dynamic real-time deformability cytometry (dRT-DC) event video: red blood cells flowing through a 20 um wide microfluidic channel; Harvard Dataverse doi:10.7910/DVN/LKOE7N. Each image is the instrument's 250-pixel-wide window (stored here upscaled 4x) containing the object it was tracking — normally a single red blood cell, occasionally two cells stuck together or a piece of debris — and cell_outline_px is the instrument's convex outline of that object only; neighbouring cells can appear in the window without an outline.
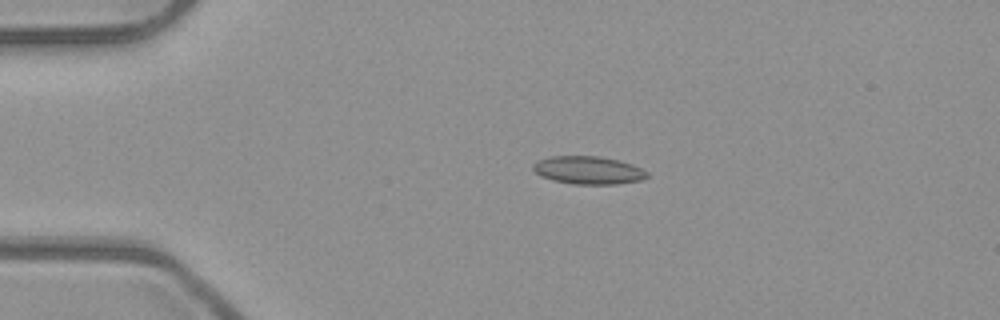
{"species": "common noctule bat (a hibernating species)", "species_latin": "Nyctalus noctula", "temperature_condition": "room temperature", "stored_images_in_passage": 5, "camera_frame_rate_fps": 3000, "um_per_image_px": 0.085, "animal": {"sex": "male", "body_mass_g": 23.1, "forearm_length_mm": 52.7}, "frame": {"image": 1, "passage_image": 3, "time_ms": 0.667, "image_size_px": [1000, 320], "cell_outline_px": [[648, 176], [644, 180], [616, 184], [572, 184], [552, 180], [540, 176], [532, 168], [532, 164], [536, 160], [548, 156], [600, 156], [620, 160], [632, 164], [648, 172]], "centroid_in_image_um": [49.99, 14.46], "position_along_channel_um": 35.0, "area_um2": 18.84}}
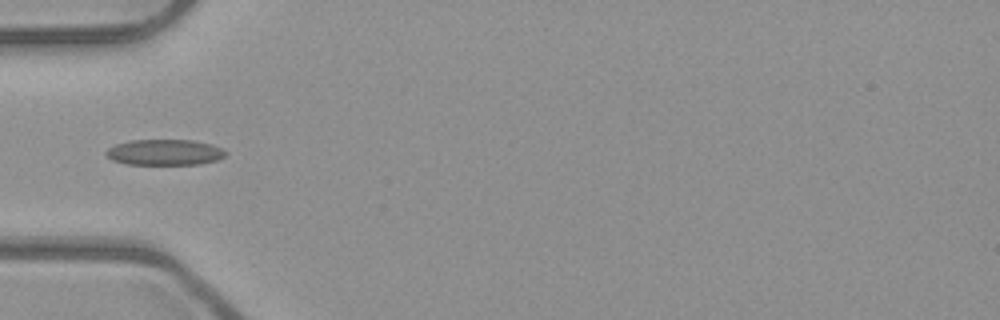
{"frame": {"image": 2, "passage_image": 5, "time_ms": 1.333, "image_size_px": [1000, 320], "cell_outline_px": [[228, 152], [224, 156], [216, 160], [200, 164], [128, 164], [112, 160], [104, 152], [108, 148], [116, 144], [132, 140], [192, 140], [212, 144]], "centroid_in_image_um": [14.0, 12.94], "position_along_channel_um": 71.0, "area_um2": 17.86}}